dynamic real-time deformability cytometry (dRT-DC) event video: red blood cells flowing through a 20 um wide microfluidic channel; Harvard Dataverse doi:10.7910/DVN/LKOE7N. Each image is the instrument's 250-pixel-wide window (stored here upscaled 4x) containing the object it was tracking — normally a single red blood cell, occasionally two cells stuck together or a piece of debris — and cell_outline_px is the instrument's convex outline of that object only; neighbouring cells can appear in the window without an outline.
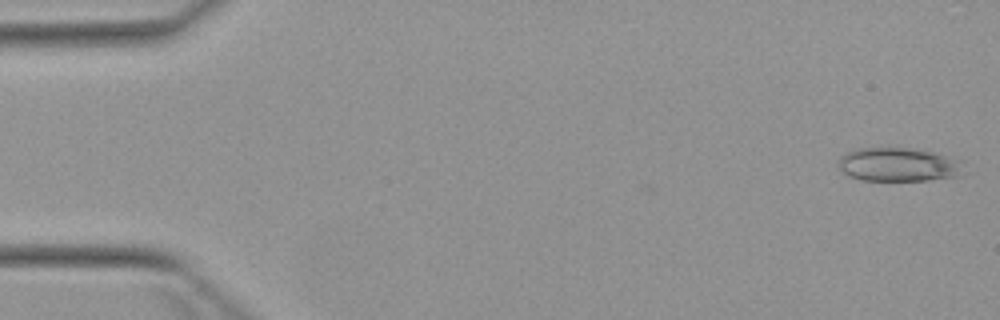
{"species": "Egyptian fruit bat (a non-hibernating species)", "species_latin": "Rousettus aegyptiacus", "temperature_condition": "warm", "stored_images_in_passage": 5, "camera_frame_rate_fps": 3000, "um_per_image_px": 0.085, "animal": {"sex": "female"}, "frame": {"image": 1, "passage_image": 1, "time_ms": 0.0, "image_size_px": [1000, 320], "cell_outline_px": [[968, 172], [956, 176], [928, 180], [860, 180], [848, 176], [840, 168], [840, 156], [856, 148], [908, 148], [932, 152], [964, 160]], "centroid_in_image_um": [76.47, 13.99], "position_along_channel_um": 8.5, "area_um2": 24.85}}
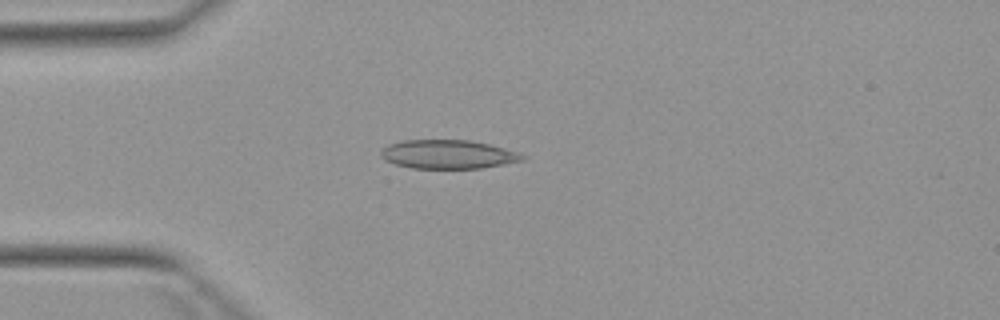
{"frame": {"image": 2, "passage_image": 4, "time_ms": 4.0, "image_size_px": [1000, 320], "cell_outline_px": [[528, 156], [524, 160], [480, 168], [412, 168], [396, 164], [384, 160], [380, 156], [380, 152], [388, 144], [404, 140], [468, 140], [488, 144], [520, 152]], "centroid_in_image_um": [38.09, 13.11], "position_along_channel_um": 46.9, "area_um2": 23.7}}